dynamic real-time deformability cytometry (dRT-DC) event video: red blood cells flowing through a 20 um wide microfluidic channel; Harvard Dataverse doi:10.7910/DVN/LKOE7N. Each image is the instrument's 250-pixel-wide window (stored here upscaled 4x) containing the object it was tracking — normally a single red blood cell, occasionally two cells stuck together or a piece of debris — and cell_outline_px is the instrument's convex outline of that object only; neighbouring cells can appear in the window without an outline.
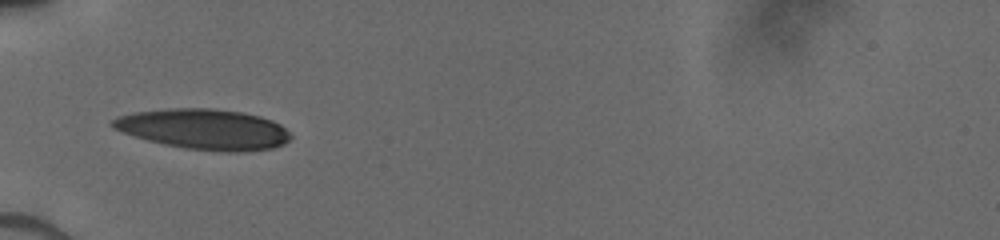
{"species": "human", "species_latin": "Homo sapiens", "temperature_condition": "cold", "stored_images_in_passage": 48, "camera_frame_rate_fps": 3000, "um_per_image_px": 0.085, "donor": {"sex": "male"}, "frame": {"image": 1, "passage_image": 1, "time_ms": 0.0, "image_size_px": [1000, 240], "cell_outline_px": [[292, 136], [284, 144], [272, 148], [244, 152], [228, 152], [184, 148], [164, 144], [148, 140], [112, 128], [108, 124], [112, 120], [120, 116], [132, 112], [168, 108], [212, 108], [240, 112], [260, 116], [272, 120], [280, 124]], "centroid_in_image_um": [17.33, 10.98], "position_along_channel_um": 67.7, "area_um2": 41.91}}
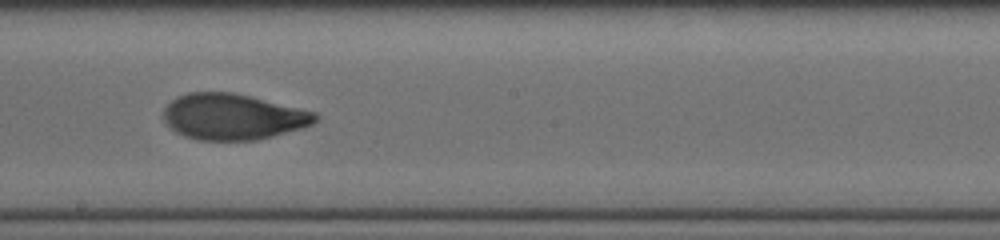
{"frame": {"image": 2, "passage_image": 18, "time_ms": 4.0, "image_size_px": [1000, 240], "cell_outline_px": [[320, 120], [304, 128], [256, 140], [196, 140], [184, 136], [168, 128], [164, 120], [164, 108], [176, 96], [188, 92], [232, 92], [316, 112], [320, 116]], "centroid_in_image_um": [19.79, 9.93], "position_along_channel_um": 228.4, "area_um2": 40.86}}
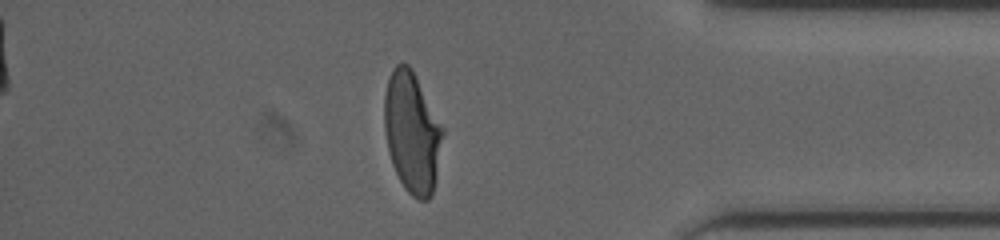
{"frame": {"image": 3, "passage_image": 39, "time_ms": 8.667, "image_size_px": [1000, 240], "cell_outline_px": [[444, 132], [436, 176], [432, 196], [428, 200], [420, 200], [412, 196], [404, 188], [392, 164], [388, 148], [384, 128], [384, 96], [388, 76], [392, 68], [396, 64], [408, 64], [412, 68], [444, 128]], "centroid_in_image_um": [35.02, 11.23], "position_along_channel_um": 400.2, "area_um2": 41.27}}